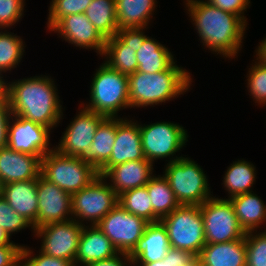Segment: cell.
I'll return each instance as SVG.
<instances>
[{
  "label": "cell",
  "instance_id": "60d3db41",
  "mask_svg": "<svg viewBox=\"0 0 266 266\" xmlns=\"http://www.w3.org/2000/svg\"><path fill=\"white\" fill-rule=\"evenodd\" d=\"M13 113L6 91L0 95V149L7 147L10 119Z\"/></svg>",
  "mask_w": 266,
  "mask_h": 266
},
{
  "label": "cell",
  "instance_id": "8992f818",
  "mask_svg": "<svg viewBox=\"0 0 266 266\" xmlns=\"http://www.w3.org/2000/svg\"><path fill=\"white\" fill-rule=\"evenodd\" d=\"M41 175L72 196L97 179L99 172L82 157L62 155L53 149L41 159Z\"/></svg>",
  "mask_w": 266,
  "mask_h": 266
},
{
  "label": "cell",
  "instance_id": "ab89813d",
  "mask_svg": "<svg viewBox=\"0 0 266 266\" xmlns=\"http://www.w3.org/2000/svg\"><path fill=\"white\" fill-rule=\"evenodd\" d=\"M33 248L22 246V265L23 266H74L70 261L48 256L39 250L34 255ZM39 252V254H38Z\"/></svg>",
  "mask_w": 266,
  "mask_h": 266
},
{
  "label": "cell",
  "instance_id": "f1b7e54d",
  "mask_svg": "<svg viewBox=\"0 0 266 266\" xmlns=\"http://www.w3.org/2000/svg\"><path fill=\"white\" fill-rule=\"evenodd\" d=\"M155 175L156 174H154L145 185L148 195L151 198L153 222L160 221L161 218L170 214L180 206L164 175Z\"/></svg>",
  "mask_w": 266,
  "mask_h": 266
},
{
  "label": "cell",
  "instance_id": "cb8c5ba5",
  "mask_svg": "<svg viewBox=\"0 0 266 266\" xmlns=\"http://www.w3.org/2000/svg\"><path fill=\"white\" fill-rule=\"evenodd\" d=\"M157 0H115L118 30L149 28Z\"/></svg>",
  "mask_w": 266,
  "mask_h": 266
},
{
  "label": "cell",
  "instance_id": "9c48e42d",
  "mask_svg": "<svg viewBox=\"0 0 266 266\" xmlns=\"http://www.w3.org/2000/svg\"><path fill=\"white\" fill-rule=\"evenodd\" d=\"M118 199L106 179L99 175L89 186L72 195L73 219L83 226L97 225L119 203Z\"/></svg>",
  "mask_w": 266,
  "mask_h": 266
},
{
  "label": "cell",
  "instance_id": "7a4b0ae2",
  "mask_svg": "<svg viewBox=\"0 0 266 266\" xmlns=\"http://www.w3.org/2000/svg\"><path fill=\"white\" fill-rule=\"evenodd\" d=\"M54 79L48 75H36L6 81L13 115L41 124L50 130L56 128L63 117V105Z\"/></svg>",
  "mask_w": 266,
  "mask_h": 266
},
{
  "label": "cell",
  "instance_id": "f35d334b",
  "mask_svg": "<svg viewBox=\"0 0 266 266\" xmlns=\"http://www.w3.org/2000/svg\"><path fill=\"white\" fill-rule=\"evenodd\" d=\"M132 264L133 266H200L198 259L190 252L174 248H170L161 261Z\"/></svg>",
  "mask_w": 266,
  "mask_h": 266
},
{
  "label": "cell",
  "instance_id": "ffe728a7",
  "mask_svg": "<svg viewBox=\"0 0 266 266\" xmlns=\"http://www.w3.org/2000/svg\"><path fill=\"white\" fill-rule=\"evenodd\" d=\"M171 248L165 226L161 221L150 222L144 234L129 254L132 263L161 261Z\"/></svg>",
  "mask_w": 266,
  "mask_h": 266
},
{
  "label": "cell",
  "instance_id": "d6986e66",
  "mask_svg": "<svg viewBox=\"0 0 266 266\" xmlns=\"http://www.w3.org/2000/svg\"><path fill=\"white\" fill-rule=\"evenodd\" d=\"M41 159L42 156L13 151L9 147L1 148L0 179L4 185L36 179L41 175Z\"/></svg>",
  "mask_w": 266,
  "mask_h": 266
},
{
  "label": "cell",
  "instance_id": "603a6c76",
  "mask_svg": "<svg viewBox=\"0 0 266 266\" xmlns=\"http://www.w3.org/2000/svg\"><path fill=\"white\" fill-rule=\"evenodd\" d=\"M197 259L200 266H246L245 238L206 244Z\"/></svg>",
  "mask_w": 266,
  "mask_h": 266
},
{
  "label": "cell",
  "instance_id": "7dc6e473",
  "mask_svg": "<svg viewBox=\"0 0 266 266\" xmlns=\"http://www.w3.org/2000/svg\"><path fill=\"white\" fill-rule=\"evenodd\" d=\"M11 238L12 237H10L8 233L0 227V246L1 245H20L10 240Z\"/></svg>",
  "mask_w": 266,
  "mask_h": 266
},
{
  "label": "cell",
  "instance_id": "bcb514c9",
  "mask_svg": "<svg viewBox=\"0 0 266 266\" xmlns=\"http://www.w3.org/2000/svg\"><path fill=\"white\" fill-rule=\"evenodd\" d=\"M255 56V60L266 67V37L258 44Z\"/></svg>",
  "mask_w": 266,
  "mask_h": 266
},
{
  "label": "cell",
  "instance_id": "52a82bcc",
  "mask_svg": "<svg viewBox=\"0 0 266 266\" xmlns=\"http://www.w3.org/2000/svg\"><path fill=\"white\" fill-rule=\"evenodd\" d=\"M160 221L166 228L171 248L199 256L206 245L200 205H180Z\"/></svg>",
  "mask_w": 266,
  "mask_h": 266
},
{
  "label": "cell",
  "instance_id": "f546056e",
  "mask_svg": "<svg viewBox=\"0 0 266 266\" xmlns=\"http://www.w3.org/2000/svg\"><path fill=\"white\" fill-rule=\"evenodd\" d=\"M101 57L109 68L121 74L129 76L137 71L138 63L135 49L126 47L115 35L106 39Z\"/></svg>",
  "mask_w": 266,
  "mask_h": 266
},
{
  "label": "cell",
  "instance_id": "8d00e7d4",
  "mask_svg": "<svg viewBox=\"0 0 266 266\" xmlns=\"http://www.w3.org/2000/svg\"><path fill=\"white\" fill-rule=\"evenodd\" d=\"M0 227L5 230L10 237L16 232L18 233L29 227V229L34 232L33 225L23 216L15 212L3 196L0 197Z\"/></svg>",
  "mask_w": 266,
  "mask_h": 266
},
{
  "label": "cell",
  "instance_id": "f6af8a7d",
  "mask_svg": "<svg viewBox=\"0 0 266 266\" xmlns=\"http://www.w3.org/2000/svg\"><path fill=\"white\" fill-rule=\"evenodd\" d=\"M86 266H133V264L129 258V254L118 253L111 258L92 262Z\"/></svg>",
  "mask_w": 266,
  "mask_h": 266
},
{
  "label": "cell",
  "instance_id": "44dd1931",
  "mask_svg": "<svg viewBox=\"0 0 266 266\" xmlns=\"http://www.w3.org/2000/svg\"><path fill=\"white\" fill-rule=\"evenodd\" d=\"M119 252L105 234L96 226L85 225L81 232L75 266L111 258Z\"/></svg>",
  "mask_w": 266,
  "mask_h": 266
},
{
  "label": "cell",
  "instance_id": "6da1fadb",
  "mask_svg": "<svg viewBox=\"0 0 266 266\" xmlns=\"http://www.w3.org/2000/svg\"><path fill=\"white\" fill-rule=\"evenodd\" d=\"M183 3L206 50L228 60L238 57L248 25L240 16L218 9L206 0H185Z\"/></svg>",
  "mask_w": 266,
  "mask_h": 266
},
{
  "label": "cell",
  "instance_id": "4dcf8cb0",
  "mask_svg": "<svg viewBox=\"0 0 266 266\" xmlns=\"http://www.w3.org/2000/svg\"><path fill=\"white\" fill-rule=\"evenodd\" d=\"M84 14L105 39L116 35L115 0H92Z\"/></svg>",
  "mask_w": 266,
  "mask_h": 266
},
{
  "label": "cell",
  "instance_id": "681fc988",
  "mask_svg": "<svg viewBox=\"0 0 266 266\" xmlns=\"http://www.w3.org/2000/svg\"><path fill=\"white\" fill-rule=\"evenodd\" d=\"M3 189H4V183H3V181L0 179V197L3 196Z\"/></svg>",
  "mask_w": 266,
  "mask_h": 266
},
{
  "label": "cell",
  "instance_id": "ac0fdd59",
  "mask_svg": "<svg viewBox=\"0 0 266 266\" xmlns=\"http://www.w3.org/2000/svg\"><path fill=\"white\" fill-rule=\"evenodd\" d=\"M153 166L146 159L127 161L111 167L102 177L110 181V187L119 196L128 190L145 186L154 175Z\"/></svg>",
  "mask_w": 266,
  "mask_h": 266
},
{
  "label": "cell",
  "instance_id": "c3c4849f",
  "mask_svg": "<svg viewBox=\"0 0 266 266\" xmlns=\"http://www.w3.org/2000/svg\"><path fill=\"white\" fill-rule=\"evenodd\" d=\"M5 77H2L0 75V95L3 94L5 92V88H6V81L4 79Z\"/></svg>",
  "mask_w": 266,
  "mask_h": 266
},
{
  "label": "cell",
  "instance_id": "4fadbf2b",
  "mask_svg": "<svg viewBox=\"0 0 266 266\" xmlns=\"http://www.w3.org/2000/svg\"><path fill=\"white\" fill-rule=\"evenodd\" d=\"M78 109H80L78 114L62 133L58 145L54 146V149L62 155L83 157L92 144L99 124L106 118L81 104Z\"/></svg>",
  "mask_w": 266,
  "mask_h": 266
},
{
  "label": "cell",
  "instance_id": "30bf717a",
  "mask_svg": "<svg viewBox=\"0 0 266 266\" xmlns=\"http://www.w3.org/2000/svg\"><path fill=\"white\" fill-rule=\"evenodd\" d=\"M206 244L223 243L245 238L233 204L227 198L210 197L200 205Z\"/></svg>",
  "mask_w": 266,
  "mask_h": 266
},
{
  "label": "cell",
  "instance_id": "d4e9b609",
  "mask_svg": "<svg viewBox=\"0 0 266 266\" xmlns=\"http://www.w3.org/2000/svg\"><path fill=\"white\" fill-rule=\"evenodd\" d=\"M236 217L245 232L258 231L266 224V203L252 192L231 197ZM261 226V227H260Z\"/></svg>",
  "mask_w": 266,
  "mask_h": 266
},
{
  "label": "cell",
  "instance_id": "5b68a950",
  "mask_svg": "<svg viewBox=\"0 0 266 266\" xmlns=\"http://www.w3.org/2000/svg\"><path fill=\"white\" fill-rule=\"evenodd\" d=\"M164 166L163 175L180 205H201L213 196L207 173L192 158L183 156Z\"/></svg>",
  "mask_w": 266,
  "mask_h": 266
},
{
  "label": "cell",
  "instance_id": "b9f144b4",
  "mask_svg": "<svg viewBox=\"0 0 266 266\" xmlns=\"http://www.w3.org/2000/svg\"><path fill=\"white\" fill-rule=\"evenodd\" d=\"M148 28L121 29L116 33V37L126 46L133 47L137 52L148 37L145 32Z\"/></svg>",
  "mask_w": 266,
  "mask_h": 266
},
{
  "label": "cell",
  "instance_id": "e575fe53",
  "mask_svg": "<svg viewBox=\"0 0 266 266\" xmlns=\"http://www.w3.org/2000/svg\"><path fill=\"white\" fill-rule=\"evenodd\" d=\"M92 0H51L47 17V30H50L61 18L84 13Z\"/></svg>",
  "mask_w": 266,
  "mask_h": 266
},
{
  "label": "cell",
  "instance_id": "d590c367",
  "mask_svg": "<svg viewBox=\"0 0 266 266\" xmlns=\"http://www.w3.org/2000/svg\"><path fill=\"white\" fill-rule=\"evenodd\" d=\"M246 266H266V229L246 232Z\"/></svg>",
  "mask_w": 266,
  "mask_h": 266
},
{
  "label": "cell",
  "instance_id": "e0dca14e",
  "mask_svg": "<svg viewBox=\"0 0 266 266\" xmlns=\"http://www.w3.org/2000/svg\"><path fill=\"white\" fill-rule=\"evenodd\" d=\"M146 159L139 129L136 120L117 118V129L113 150L109 160L98 170L99 175L103 176L111 167L127 161Z\"/></svg>",
  "mask_w": 266,
  "mask_h": 266
},
{
  "label": "cell",
  "instance_id": "7402d4cb",
  "mask_svg": "<svg viewBox=\"0 0 266 266\" xmlns=\"http://www.w3.org/2000/svg\"><path fill=\"white\" fill-rule=\"evenodd\" d=\"M37 183L38 178L11 182L5 184L3 189V197L10 207L28 220L33 227L37 224L38 216Z\"/></svg>",
  "mask_w": 266,
  "mask_h": 266
},
{
  "label": "cell",
  "instance_id": "83f0119b",
  "mask_svg": "<svg viewBox=\"0 0 266 266\" xmlns=\"http://www.w3.org/2000/svg\"><path fill=\"white\" fill-rule=\"evenodd\" d=\"M256 166L244 159L231 163L223 176V187L228 193L227 199L236 195L252 192L256 182Z\"/></svg>",
  "mask_w": 266,
  "mask_h": 266
},
{
  "label": "cell",
  "instance_id": "d6a6232c",
  "mask_svg": "<svg viewBox=\"0 0 266 266\" xmlns=\"http://www.w3.org/2000/svg\"><path fill=\"white\" fill-rule=\"evenodd\" d=\"M146 186L128 190L119 195L118 204L126 211L153 222V208Z\"/></svg>",
  "mask_w": 266,
  "mask_h": 266
},
{
  "label": "cell",
  "instance_id": "3957f363",
  "mask_svg": "<svg viewBox=\"0 0 266 266\" xmlns=\"http://www.w3.org/2000/svg\"><path fill=\"white\" fill-rule=\"evenodd\" d=\"M176 62L158 73L136 71L129 75L130 107L137 109L165 104L191 90L192 74Z\"/></svg>",
  "mask_w": 266,
  "mask_h": 266
},
{
  "label": "cell",
  "instance_id": "8fae6325",
  "mask_svg": "<svg viewBox=\"0 0 266 266\" xmlns=\"http://www.w3.org/2000/svg\"><path fill=\"white\" fill-rule=\"evenodd\" d=\"M83 227L74 219L49 223L36 228L33 237L42 239L40 240V252L68 260L75 266V257Z\"/></svg>",
  "mask_w": 266,
  "mask_h": 266
},
{
  "label": "cell",
  "instance_id": "74e56055",
  "mask_svg": "<svg viewBox=\"0 0 266 266\" xmlns=\"http://www.w3.org/2000/svg\"><path fill=\"white\" fill-rule=\"evenodd\" d=\"M26 0H0V29H11L24 16Z\"/></svg>",
  "mask_w": 266,
  "mask_h": 266
},
{
  "label": "cell",
  "instance_id": "2e32d148",
  "mask_svg": "<svg viewBox=\"0 0 266 266\" xmlns=\"http://www.w3.org/2000/svg\"><path fill=\"white\" fill-rule=\"evenodd\" d=\"M74 47L94 50L101 57L106 39L88 20L84 13L61 18L50 30Z\"/></svg>",
  "mask_w": 266,
  "mask_h": 266
},
{
  "label": "cell",
  "instance_id": "ba28073f",
  "mask_svg": "<svg viewBox=\"0 0 266 266\" xmlns=\"http://www.w3.org/2000/svg\"><path fill=\"white\" fill-rule=\"evenodd\" d=\"M139 129L146 160L154 164L159 159L168 158L169 160L166 161L169 163L183 157L176 155L188 142L189 134L182 125L173 121H160L143 125L140 122Z\"/></svg>",
  "mask_w": 266,
  "mask_h": 266
},
{
  "label": "cell",
  "instance_id": "ee69618b",
  "mask_svg": "<svg viewBox=\"0 0 266 266\" xmlns=\"http://www.w3.org/2000/svg\"><path fill=\"white\" fill-rule=\"evenodd\" d=\"M21 245L0 246V266H21L22 263Z\"/></svg>",
  "mask_w": 266,
  "mask_h": 266
},
{
  "label": "cell",
  "instance_id": "277c9868",
  "mask_svg": "<svg viewBox=\"0 0 266 266\" xmlns=\"http://www.w3.org/2000/svg\"><path fill=\"white\" fill-rule=\"evenodd\" d=\"M89 92V102L81 105L106 118H118L120 111L131 108L128 76L109 68L104 62L96 69Z\"/></svg>",
  "mask_w": 266,
  "mask_h": 266
},
{
  "label": "cell",
  "instance_id": "5bb4252c",
  "mask_svg": "<svg viewBox=\"0 0 266 266\" xmlns=\"http://www.w3.org/2000/svg\"><path fill=\"white\" fill-rule=\"evenodd\" d=\"M51 131L49 128L13 115L10 119L7 147L13 151L44 156L54 149L50 142Z\"/></svg>",
  "mask_w": 266,
  "mask_h": 266
},
{
  "label": "cell",
  "instance_id": "9a60e30c",
  "mask_svg": "<svg viewBox=\"0 0 266 266\" xmlns=\"http://www.w3.org/2000/svg\"><path fill=\"white\" fill-rule=\"evenodd\" d=\"M38 216L34 230L45 224L73 219L72 196L42 175L37 183Z\"/></svg>",
  "mask_w": 266,
  "mask_h": 266
},
{
  "label": "cell",
  "instance_id": "7c38bea8",
  "mask_svg": "<svg viewBox=\"0 0 266 266\" xmlns=\"http://www.w3.org/2000/svg\"><path fill=\"white\" fill-rule=\"evenodd\" d=\"M148 223L117 204L96 226L119 253L130 254L144 234Z\"/></svg>",
  "mask_w": 266,
  "mask_h": 266
},
{
  "label": "cell",
  "instance_id": "836d02e7",
  "mask_svg": "<svg viewBox=\"0 0 266 266\" xmlns=\"http://www.w3.org/2000/svg\"><path fill=\"white\" fill-rule=\"evenodd\" d=\"M250 68L246 75L248 94L254 103L259 106H266V67L256 60H252Z\"/></svg>",
  "mask_w": 266,
  "mask_h": 266
},
{
  "label": "cell",
  "instance_id": "1f68e13d",
  "mask_svg": "<svg viewBox=\"0 0 266 266\" xmlns=\"http://www.w3.org/2000/svg\"><path fill=\"white\" fill-rule=\"evenodd\" d=\"M10 29H0V75L14 70L24 57L25 41ZM9 31V32H8Z\"/></svg>",
  "mask_w": 266,
  "mask_h": 266
},
{
  "label": "cell",
  "instance_id": "7bdbcfd3",
  "mask_svg": "<svg viewBox=\"0 0 266 266\" xmlns=\"http://www.w3.org/2000/svg\"><path fill=\"white\" fill-rule=\"evenodd\" d=\"M210 4L216 6L223 11L240 16L247 24L245 11L250 8V0H206Z\"/></svg>",
  "mask_w": 266,
  "mask_h": 266
},
{
  "label": "cell",
  "instance_id": "4316f807",
  "mask_svg": "<svg viewBox=\"0 0 266 266\" xmlns=\"http://www.w3.org/2000/svg\"><path fill=\"white\" fill-rule=\"evenodd\" d=\"M136 56L137 71L146 73L165 71L176 61L168 47L149 36L136 52Z\"/></svg>",
  "mask_w": 266,
  "mask_h": 266
},
{
  "label": "cell",
  "instance_id": "484cf974",
  "mask_svg": "<svg viewBox=\"0 0 266 266\" xmlns=\"http://www.w3.org/2000/svg\"><path fill=\"white\" fill-rule=\"evenodd\" d=\"M117 118H105L98 126L92 144L82 157L99 170L110 158L115 142Z\"/></svg>",
  "mask_w": 266,
  "mask_h": 266
}]
</instances>
